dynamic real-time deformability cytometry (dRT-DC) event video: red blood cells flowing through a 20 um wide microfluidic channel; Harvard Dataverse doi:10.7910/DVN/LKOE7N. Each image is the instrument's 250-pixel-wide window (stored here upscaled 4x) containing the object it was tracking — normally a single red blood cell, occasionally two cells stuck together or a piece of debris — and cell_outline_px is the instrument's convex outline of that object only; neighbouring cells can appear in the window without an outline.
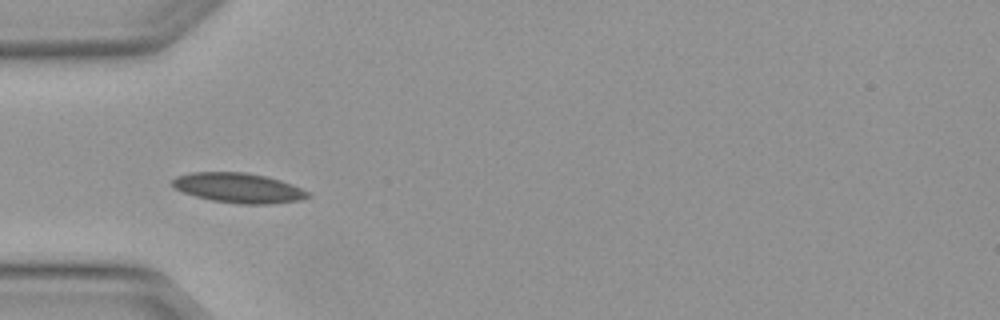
{"species": "Egyptian fruit bat (a non-hibernating species)", "species_latin": "Rousettus aegyptiacus", "temperature_condition": "warm", "stored_images_in_passage": 6, "camera_frame_rate_fps": 3000, "um_per_image_px": 0.085, "animal": {"sex": "female"}, "frame": {"image": 1, "passage_image": 4, "time_ms": 1.0, "image_size_px": [1000, 320], "cell_outline_px": [[312, 196], [300, 200], [268, 204], [236, 204], [212, 200], [196, 196], [184, 192], [176, 188], [172, 184], [172, 180], [176, 176], [192, 172], [244, 172], [264, 176], [280, 180], [292, 184], [308, 192]], "centroid_in_image_um": [20.28, 15.97], "position_along_channel_um": 64.7, "area_um2": 23.41}}
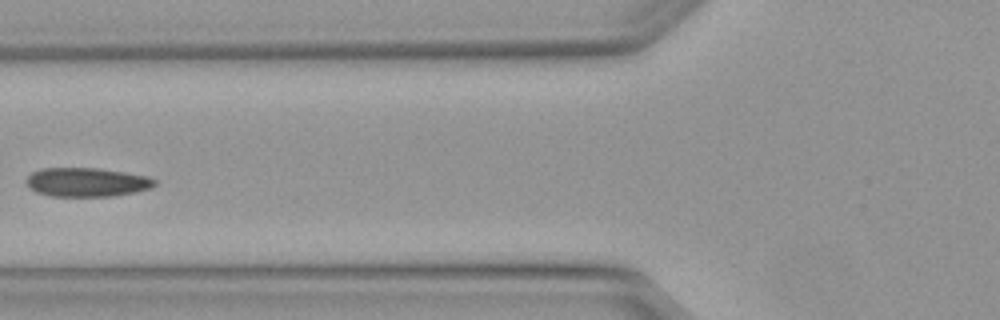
{"frame": {"image": 2, "passage_image": 5, "time_ms": 1.333, "image_size_px": [1000, 320], "cell_outline_px": [[156, 184], [152, 188], [136, 192], [116, 196], [48, 196], [36, 192], [28, 188], [28, 176], [32, 172], [40, 168], [100, 168], [148, 176], [156, 180]], "centroid_in_image_um": [7.4, 15.49], "position_along_channel_um": 118.4, "area_um2": 21.85}}